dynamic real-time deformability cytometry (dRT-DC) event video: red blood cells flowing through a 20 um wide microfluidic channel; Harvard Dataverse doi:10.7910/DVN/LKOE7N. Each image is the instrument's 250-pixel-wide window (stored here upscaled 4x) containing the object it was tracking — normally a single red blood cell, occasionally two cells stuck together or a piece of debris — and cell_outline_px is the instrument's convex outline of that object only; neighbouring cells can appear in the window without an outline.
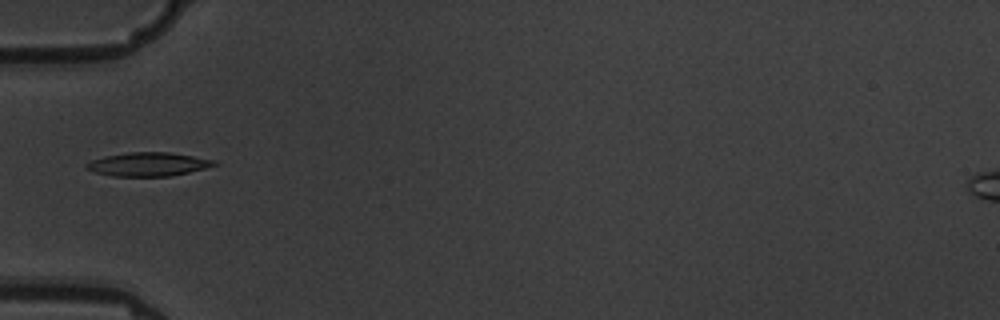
{"species": "common noctule bat (a hibernating species)", "species_latin": "Nyctalus noctula", "temperature_condition": "warm", "stored_images_in_passage": 12, "camera_frame_rate_fps": 3000, "um_per_image_px": 0.085, "animal": {"sex": "male", "body_mass_g": 19.5, "forearm_length_mm": 54.6}, "frame": {"image": 1, "passage_image": 6, "time_ms": 6.667, "image_size_px": [1000, 320], "cell_outline_px": [[220, 164], [188, 172], [168, 176], [112, 176], [96, 172], [84, 168], [84, 164], [92, 160], [104, 156], [128, 152], [168, 152], [216, 160]], "centroid_in_image_um": [12.57, 13.95], "position_along_channel_um": 72.4, "area_um2": 17.57}}
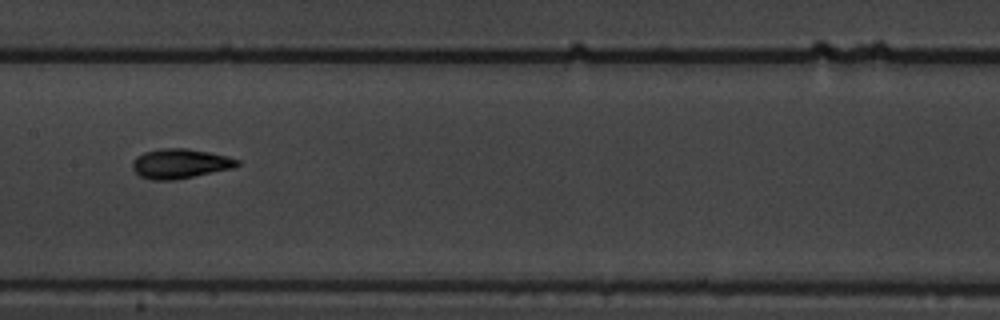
{"frame": {"image": 2, "passage_image": 9, "time_ms": 10.0, "image_size_px": [1000, 320], "cell_outline_px": [[240, 164], [236, 168], [176, 180], [152, 180], [140, 176], [132, 168], [132, 160], [136, 156], [144, 152], [160, 148], [188, 148], [208, 152], [240, 160]], "centroid_in_image_um": [15.31, 13.91], "position_along_channel_um": 192.1, "area_um2": 18.32}}
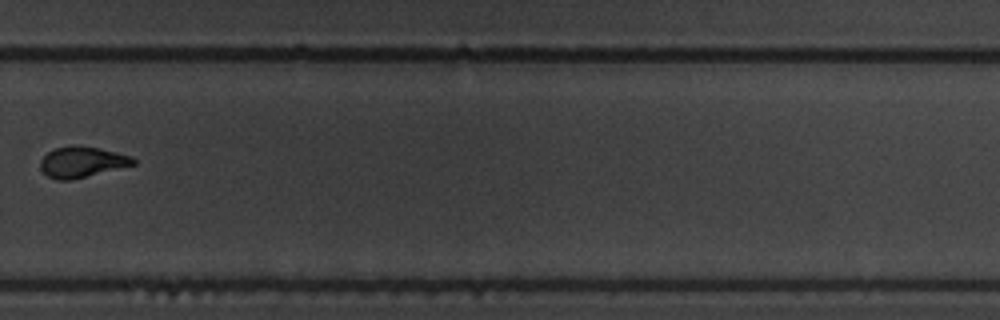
{"frame": {"image": 3, "passage_image": 12, "time_ms": 13.667, "image_size_px": [1000, 320], "cell_outline_px": [[136, 164], [72, 180], [56, 180], [48, 176], [40, 168], [40, 160], [48, 152], [56, 148], [76, 144], [100, 148], [132, 156], [136, 160]], "centroid_in_image_um": [6.97, 13.76], "position_along_channel_um": 322.8, "area_um2": 16.76}}